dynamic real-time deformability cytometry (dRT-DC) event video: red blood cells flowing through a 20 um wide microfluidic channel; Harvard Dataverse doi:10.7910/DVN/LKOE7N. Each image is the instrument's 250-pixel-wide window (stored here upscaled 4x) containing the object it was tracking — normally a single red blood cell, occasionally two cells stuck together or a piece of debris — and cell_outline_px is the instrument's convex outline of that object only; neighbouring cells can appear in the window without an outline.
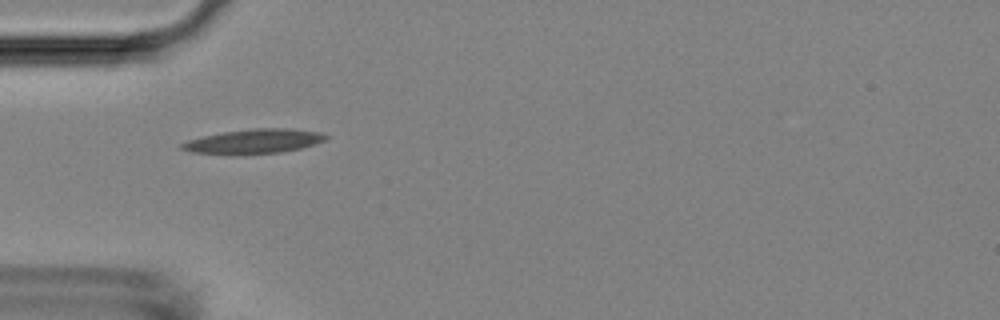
{"species": "Egyptian fruit bat (a non-hibernating species)", "species_latin": "Rousettus aegyptiacus", "temperature_condition": "room temperature", "stored_images_in_passage": 38, "camera_frame_rate_fps": 3000, "um_per_image_px": 0.085, "animal": {"sex": "female"}, "frame": {"image": 1, "passage_image": 1, "time_ms": 0.0, "image_size_px": [1000, 320], "cell_outline_px": [[328, 136], [324, 140], [300, 148], [280, 152], [240, 156], [232, 156], [192, 152], [180, 148], [180, 144], [188, 140], [204, 136], [224, 132], [252, 128], [288, 128], [320, 132]], "centroid_in_image_um": [21.52, 12.04], "position_along_channel_um": 63.5, "area_um2": 20.75}}
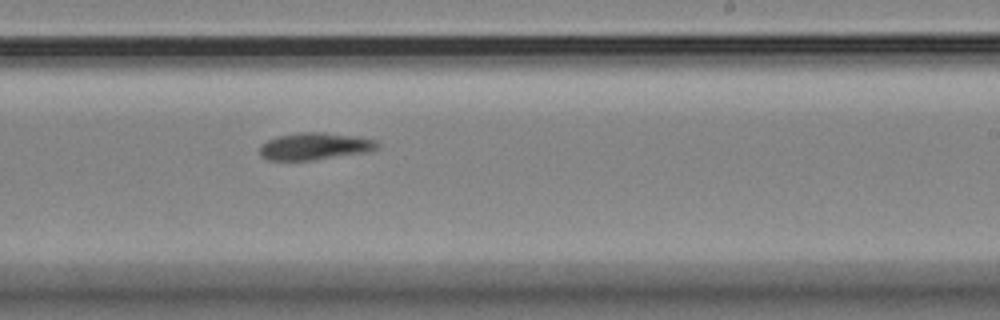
{"frame": {"image": 2, "passage_image": 17, "time_ms": 5.333, "image_size_px": [1000, 320], "cell_outline_px": [[380, 148], [368, 152], [312, 160], [268, 160], [260, 156], [260, 144], [276, 136], [300, 132], [324, 132], [360, 136], [376, 140], [380, 144]], "centroid_in_image_um": [26.79, 12.42], "position_along_channel_um": 262.2, "area_um2": 18.9}}
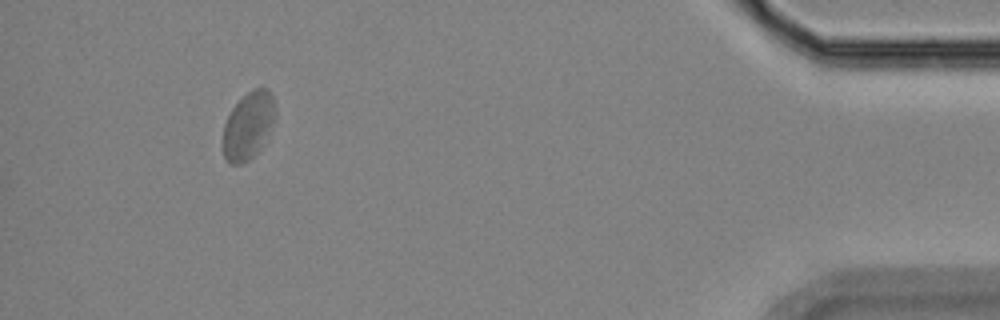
{"frame": {"image": 3, "passage_image": 34, "time_ms": 11.0, "image_size_px": [1000, 320], "cell_outline_px": [[276, 116], [260, 148], [248, 160], [240, 164], [228, 164], [224, 156], [224, 124], [232, 108], [252, 88], [268, 88], [272, 96], [276, 112]], "centroid_in_image_um": [21.11, 10.66], "position_along_channel_um": 414.1, "area_um2": 20.11}}